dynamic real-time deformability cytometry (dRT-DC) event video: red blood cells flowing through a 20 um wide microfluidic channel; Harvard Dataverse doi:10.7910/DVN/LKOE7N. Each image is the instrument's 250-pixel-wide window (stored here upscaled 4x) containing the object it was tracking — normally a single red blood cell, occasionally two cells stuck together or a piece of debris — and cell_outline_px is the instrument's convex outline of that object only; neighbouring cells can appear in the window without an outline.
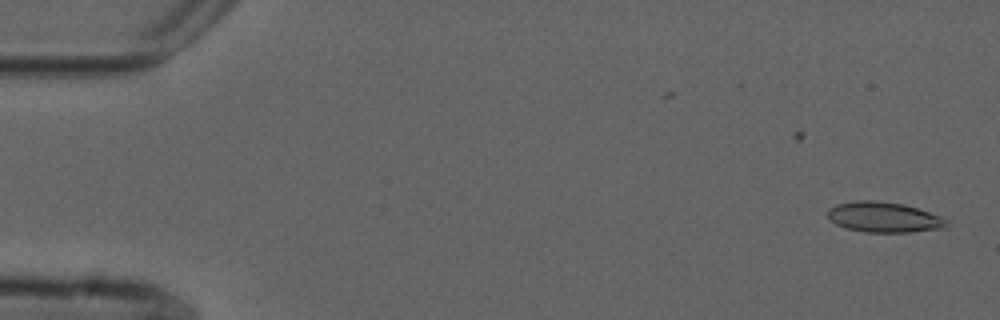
{"species": "common noctule bat (a hibernating species)", "species_latin": "Nyctalus noctula", "temperature_condition": "cold", "stored_images_in_passage": 44, "camera_frame_rate_fps": 3000, "um_per_image_px": 0.085, "animal": {"sex": "male", "forearm_length_mm": 52.5}, "frame": {"image": 1, "passage_image": 1, "time_ms": 0.0, "image_size_px": [1000, 320], "cell_outline_px": [[952, 224], [944, 228], [908, 232], [864, 232], [844, 228], [828, 220], [828, 208], [836, 204], [856, 200], [876, 200], [904, 204], [940, 216], [948, 220]], "centroid_in_image_um": [75.11, 18.46], "position_along_channel_um": 9.9, "area_um2": 21.27}}
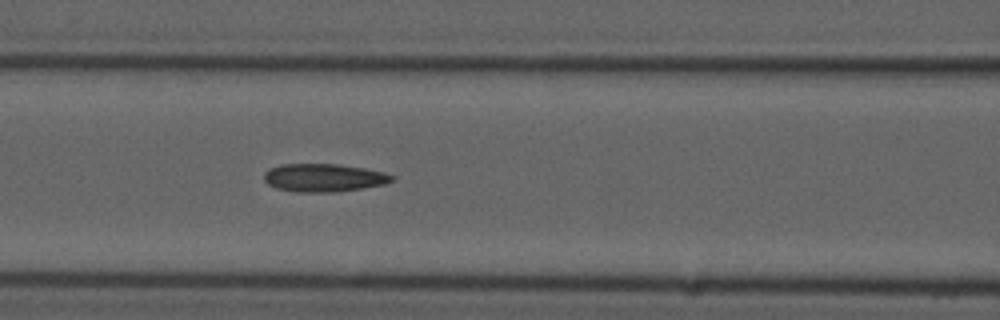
{"frame": {"image": 2, "passage_image": 22, "time_ms": 7.0, "image_size_px": [1000, 320], "cell_outline_px": [[396, 180], [384, 184], [364, 188], [332, 192], [296, 192], [276, 188], [268, 184], [264, 180], [264, 172], [268, 168], [280, 164], [336, 164], [364, 168], [384, 172], [396, 176]], "centroid_in_image_um": [27.53, 15.1], "position_along_channel_um": 139.1, "area_um2": 21.1}}
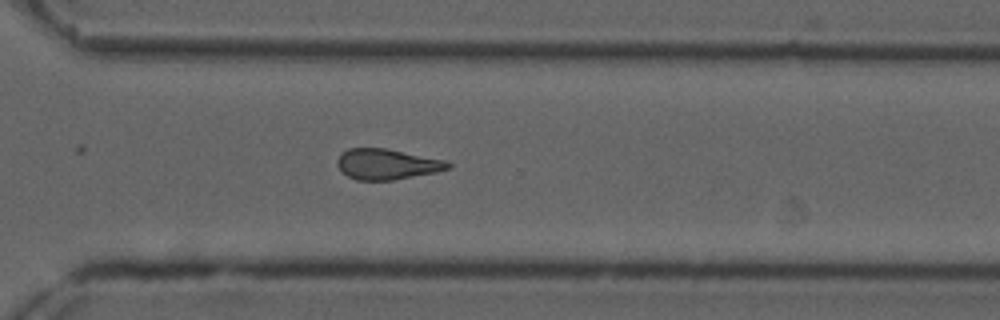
{"frame": {"image": 3, "passage_image": 38, "time_ms": 12.333, "image_size_px": [1000, 320], "cell_outline_px": [[452, 168], [436, 172], [392, 180], [356, 180], [348, 176], [336, 164], [336, 160], [348, 148], [384, 148], [444, 160], [452, 164]], "centroid_in_image_um": [32.9, 13.96], "position_along_channel_um": 337.7, "area_um2": 19.48}, "authors_computed_cell_mechanics": {"area_um2": 20.4612, "velocity_mm_per_s": 3.7375, "shape_relaxation_time_tau1_ms": null, "shape_relaxation_time_tau2_ms": 4.3733, "deformation_change_tau1": null, "deformation_change_tau2": 0.1414}}